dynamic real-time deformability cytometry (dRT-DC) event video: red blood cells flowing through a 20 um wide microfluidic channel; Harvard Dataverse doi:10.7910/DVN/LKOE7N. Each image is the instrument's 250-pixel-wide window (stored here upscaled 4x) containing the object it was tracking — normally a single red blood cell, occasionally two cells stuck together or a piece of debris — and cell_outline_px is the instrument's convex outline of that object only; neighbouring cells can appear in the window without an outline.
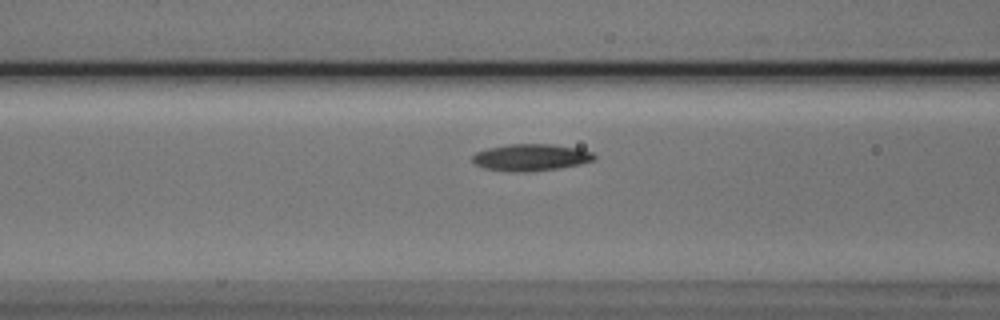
{"species": "Egyptian fruit bat (a non-hibernating species)", "species_latin": "Rousettus aegyptiacus", "temperature_condition": "cold", "stored_images_in_passage": 32, "camera_frame_rate_fps": 3000, "um_per_image_px": 0.085, "animal": {"sex": "male"}, "frame": {"image": 1, "passage_image": 6, "time_ms": 1.667, "image_size_px": [1000, 320], "cell_outline_px": [[596, 156], [592, 160], [580, 164], [560, 168], [524, 172], [520, 172], [484, 168], [476, 164], [472, 160], [472, 156], [476, 152], [488, 148], [508, 144], [552, 144], [580, 148], [592, 152]], "centroid_in_image_um": [45.14, 13.37], "position_along_channel_um": 121.5, "area_um2": 18.96}}
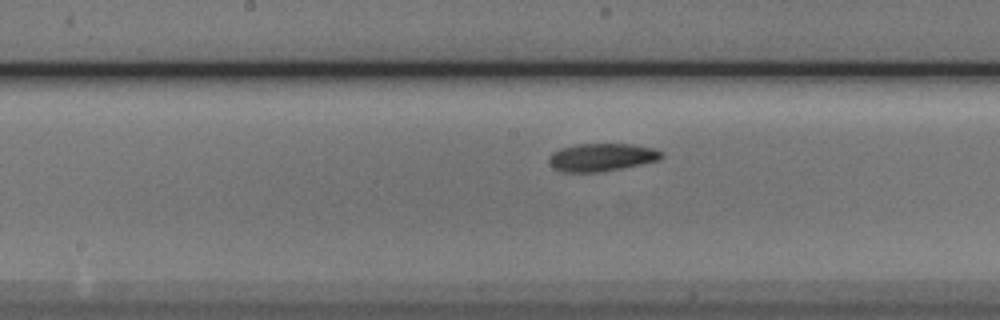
{"frame": {"image": 2, "passage_image": 12, "time_ms": 3.667, "image_size_px": [1000, 320], "cell_outline_px": [[664, 156], [660, 160], [600, 172], [560, 172], [552, 168], [548, 160], [548, 156], [552, 152], [560, 148], [576, 144], [632, 144], [652, 148], [664, 152]], "centroid_in_image_um": [51.11, 13.37], "position_along_channel_um": 197.1, "area_um2": 18.44}}
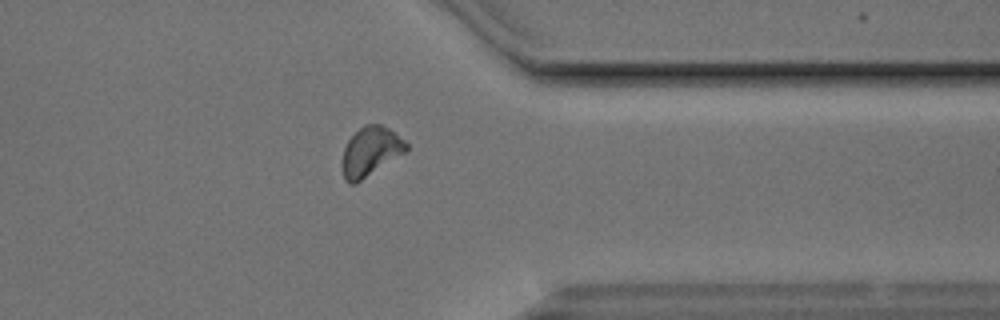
{"frame": {"image": 3, "passage_image": 27, "time_ms": 8.667, "image_size_px": [1000, 320], "cell_outline_px": [[408, 148], [404, 152], [356, 184], [348, 184], [344, 180], [340, 164], [344, 148], [348, 140], [364, 124], [380, 124], [388, 128], [404, 140], [408, 144]], "centroid_in_image_um": [31.44, 12.9], "position_along_channel_um": 380.0, "area_um2": 18.32}}